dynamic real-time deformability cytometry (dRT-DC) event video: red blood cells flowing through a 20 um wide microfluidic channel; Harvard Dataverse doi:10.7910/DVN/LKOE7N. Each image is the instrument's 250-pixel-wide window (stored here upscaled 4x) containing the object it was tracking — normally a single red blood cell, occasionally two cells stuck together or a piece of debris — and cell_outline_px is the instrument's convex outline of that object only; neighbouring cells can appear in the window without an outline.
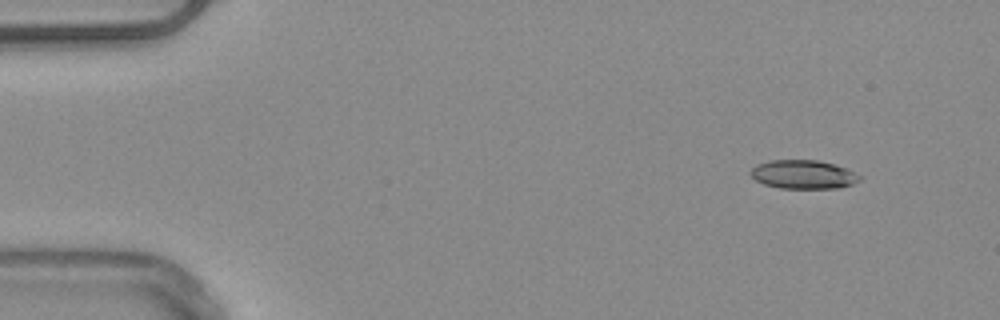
{"species": "common noctule bat (a hibernating species)", "species_latin": "Nyctalus noctula", "temperature_condition": "warm", "stored_images_in_passage": 49, "camera_frame_rate_fps": 3000, "um_per_image_px": 0.085, "animal": {"sex": "male", "body_mass_g": 20.4}, "frame": {"image": 1, "passage_image": 1, "time_ms": 0.0, "image_size_px": [1000, 320], "cell_outline_px": [[860, 180], [852, 184], [840, 188], [780, 188], [764, 184], [756, 180], [748, 172], [756, 164], [772, 160], [816, 160], [832, 164], [844, 168], [860, 176]], "centroid_in_image_um": [68.23, 14.83], "position_along_channel_um": 16.8, "area_um2": 18.03}}
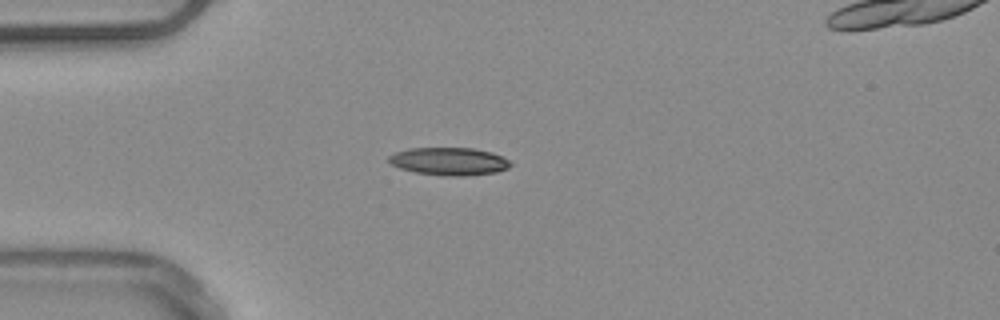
{"frame": {"image": 2, "passage_image": 10, "time_ms": 3.0, "image_size_px": [1000, 320], "cell_outline_px": [[512, 164], [508, 168], [496, 172], [468, 176], [448, 176], [416, 172], [400, 168], [392, 164], [388, 160], [388, 156], [396, 152], [408, 148], [472, 148], [492, 152], [508, 160]], "centroid_in_image_um": [38.18, 13.71], "position_along_channel_um": 46.8, "area_um2": 19.59}}
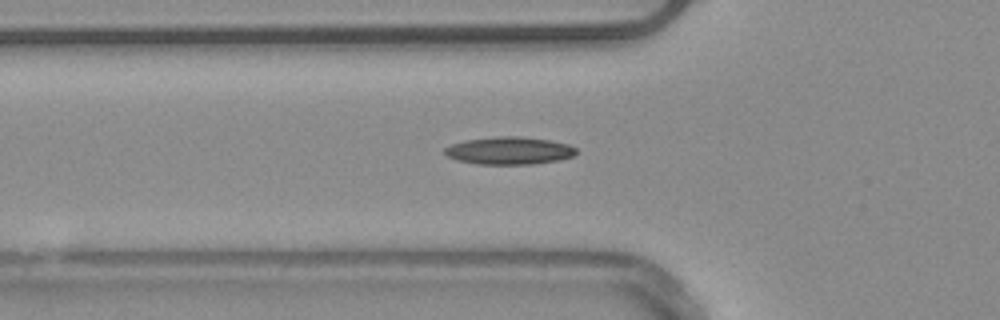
{"frame": {"image": 3, "passage_image": 14, "time_ms": 4.333, "image_size_px": [1000, 320], "cell_outline_px": [[576, 152], [572, 156], [560, 160], [532, 164], [476, 164], [456, 160], [448, 156], [444, 152], [444, 148], [452, 144], [464, 140], [496, 136], [520, 136], [548, 140], [568, 144], [576, 148]], "centroid_in_image_um": [43.26, 12.8], "position_along_channel_um": 82.5, "area_um2": 21.15}, "authors_computed_cell_mechanics": {"area_um2": 19.1318, "velocity_mm_per_s": 3.9621, "shape_relaxation_time_tau1_ms": null, "shape_relaxation_time_tau2_ms": 3.0751, "deformation_change_tau1": null, "deformation_change_tau2": 0.1214}}